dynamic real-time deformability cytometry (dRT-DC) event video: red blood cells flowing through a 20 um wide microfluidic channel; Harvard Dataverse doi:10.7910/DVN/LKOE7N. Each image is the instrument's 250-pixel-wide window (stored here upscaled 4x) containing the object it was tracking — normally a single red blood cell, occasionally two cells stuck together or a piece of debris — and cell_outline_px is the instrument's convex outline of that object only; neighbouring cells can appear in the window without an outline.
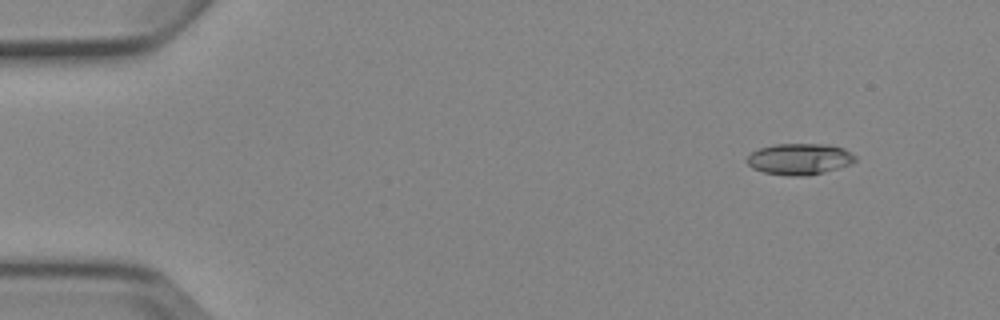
{"species": "Egyptian fruit bat (a non-hibernating species)", "species_latin": "Rousettus aegyptiacus", "temperature_condition": "cold", "stored_images_in_passage": 4, "camera_frame_rate_fps": 3000, "um_per_image_px": 0.085, "animal": {"sex": "female"}, "frame": {"image": 1, "passage_image": 1, "time_ms": 0.0, "image_size_px": [1000, 320], "cell_outline_px": [[856, 160], [852, 164], [824, 172], [808, 176], [788, 176], [764, 172], [752, 168], [748, 164], [748, 156], [752, 152], [760, 148], [776, 144], [828, 144], [844, 148], [856, 156]], "centroid_in_image_um": [67.99, 13.52], "position_along_channel_um": 17.0, "area_um2": 19.77}}
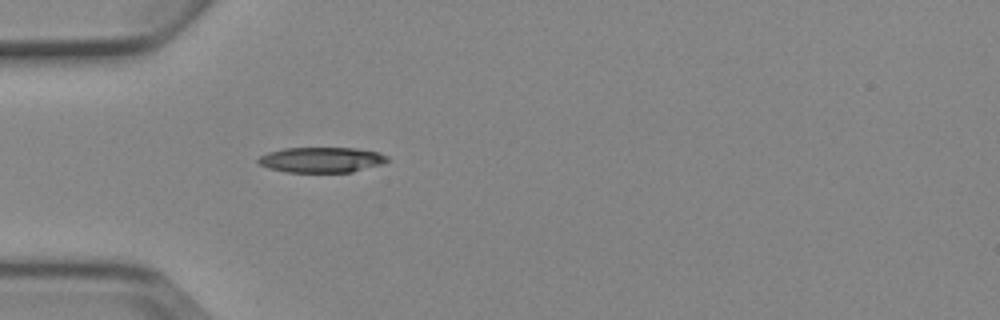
{"frame": {"image": 2, "passage_image": 4, "time_ms": 3.667, "image_size_px": [1000, 320], "cell_outline_px": [[388, 160], [384, 164], [352, 172], [288, 172], [268, 168], [260, 164], [256, 160], [260, 156], [268, 152], [284, 148], [356, 148], [380, 152], [388, 156]], "centroid_in_image_um": [27.36, 13.58], "position_along_channel_um": 57.6, "area_um2": 19.19}}